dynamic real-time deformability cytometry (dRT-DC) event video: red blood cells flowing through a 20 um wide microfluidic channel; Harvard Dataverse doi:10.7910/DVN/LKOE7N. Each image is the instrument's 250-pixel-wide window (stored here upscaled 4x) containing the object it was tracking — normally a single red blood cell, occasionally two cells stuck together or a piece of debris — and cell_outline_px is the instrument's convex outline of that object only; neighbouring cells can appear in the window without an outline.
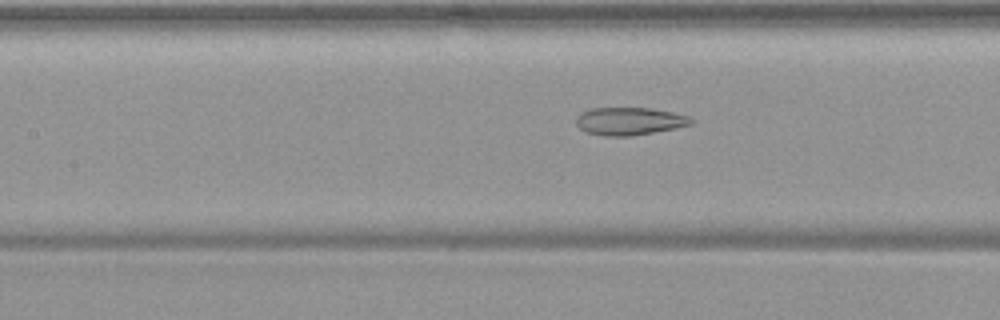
{"species": "common noctule bat (a hibernating species)", "species_latin": "Nyctalus noctula", "temperature_condition": "warm", "stored_images_in_passage": 54, "camera_frame_rate_fps": 3000, "um_per_image_px": 0.085, "animal": {"sex": "female", "body_mass_g": 19.9}, "frame": {"image": 1, "passage_image": 25, "time_ms": 8.0, "image_size_px": [1000, 320], "cell_outline_px": [[696, 120], [692, 124], [676, 128], [632, 136], [604, 136], [584, 132], [576, 124], [576, 116], [580, 112], [592, 108], [648, 108], [672, 112], [688, 116]], "centroid_in_image_um": [53.48, 10.3], "position_along_channel_um": 153.9, "area_um2": 18.73}}
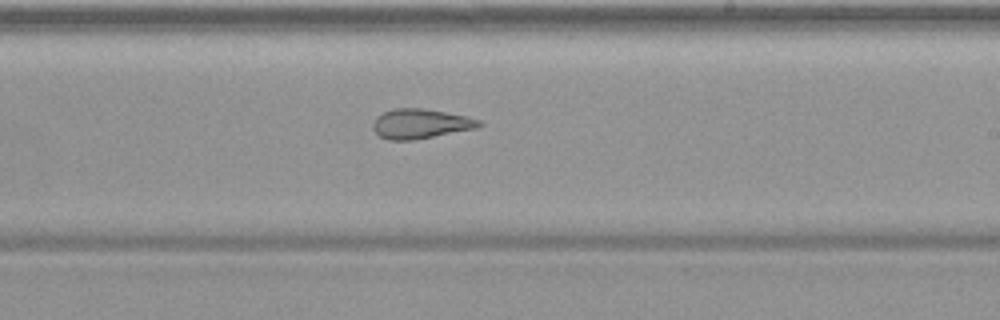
{"frame": {"image": 2, "passage_image": 33, "time_ms": 10.667, "image_size_px": [1000, 320], "cell_outline_px": [[484, 124], [476, 128], [416, 140], [388, 140], [380, 136], [372, 128], [372, 124], [376, 116], [392, 108], [424, 108], [468, 116], [480, 120]], "centroid_in_image_um": [35.74, 10.51], "position_along_channel_um": 253.3, "area_um2": 18.55}}
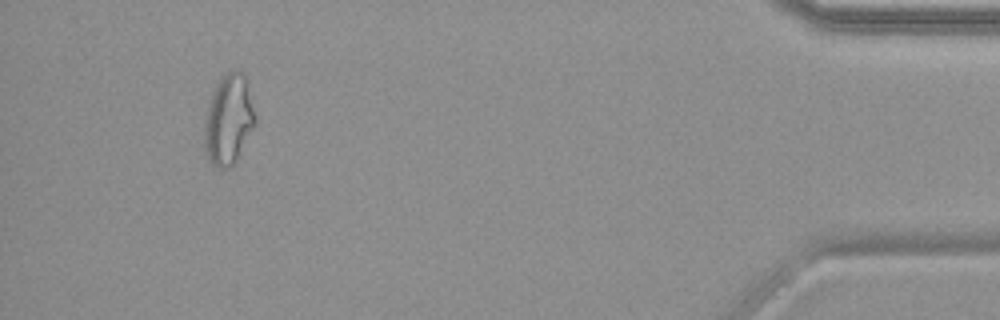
{"frame": {"image": 3, "passage_image": 51, "time_ms": 16.667, "image_size_px": [1000, 320], "cell_outline_px": [[256, 124], [236, 160], [232, 164], [220, 168], [216, 168], [208, 160], [204, 148], [204, 120], [208, 104], [212, 92], [216, 84], [228, 72], [236, 68], [244, 72], [248, 80], [256, 120]], "centroid_in_image_um": [19.43, 10.13], "position_along_channel_um": 415.8, "area_um2": 26.93}, "authors_computed_cell_mechanics": {"area_um2": 24.2471, "velocity_mm_per_s": 3.7587, "shape_relaxation_time_tau1_ms": null, "shape_relaxation_time_tau2_ms": 1.9381, "deformation_change_tau1": null, "deformation_change_tau2": 0.0943}}